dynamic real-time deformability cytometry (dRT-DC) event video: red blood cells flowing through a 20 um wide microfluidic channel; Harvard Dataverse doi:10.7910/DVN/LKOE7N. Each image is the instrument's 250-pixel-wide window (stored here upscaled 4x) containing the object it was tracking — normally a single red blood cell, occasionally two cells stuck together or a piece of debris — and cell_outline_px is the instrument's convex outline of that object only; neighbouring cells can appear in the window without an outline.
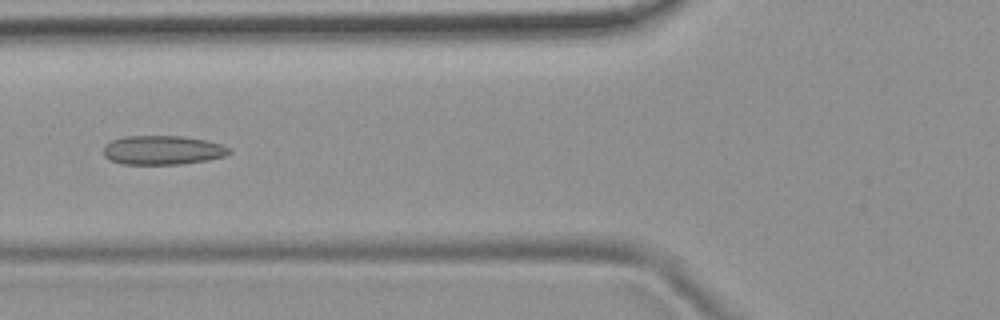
{"species": "common noctule bat (a hibernating species)", "species_latin": "Nyctalus noctula", "temperature_condition": "room temperature", "stored_images_in_passage": 7, "camera_frame_rate_fps": 3000, "um_per_image_px": 0.085, "animal": {"sex": "female", "body_mass_g": 19.9}, "frame": {"image": 1, "passage_image": 4, "time_ms": 4.667, "image_size_px": [1000, 320], "cell_outline_px": [[232, 152], [224, 156], [208, 160], [184, 164], [124, 164], [108, 160], [104, 156], [104, 144], [112, 140], [124, 136], [184, 136], [208, 140], [232, 148]], "centroid_in_image_um": [13.84, 12.76], "position_along_channel_um": 112.0, "area_um2": 21.62}}
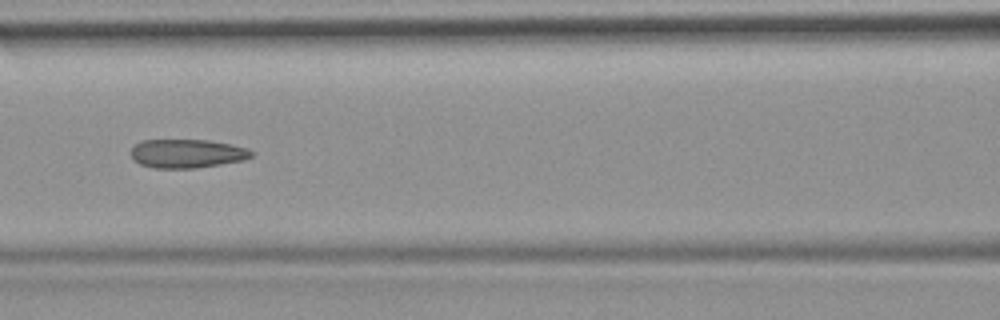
{"frame": {"image": 2, "passage_image": 5, "time_ms": 5.667, "image_size_px": [1000, 320], "cell_outline_px": [[256, 152], [252, 156], [244, 160], [196, 168], [152, 168], [140, 164], [132, 160], [132, 148], [140, 140], [208, 140], [232, 144], [248, 148]], "centroid_in_image_um": [15.92, 13.05], "position_along_channel_um": 150.7, "area_um2": 20.35}}
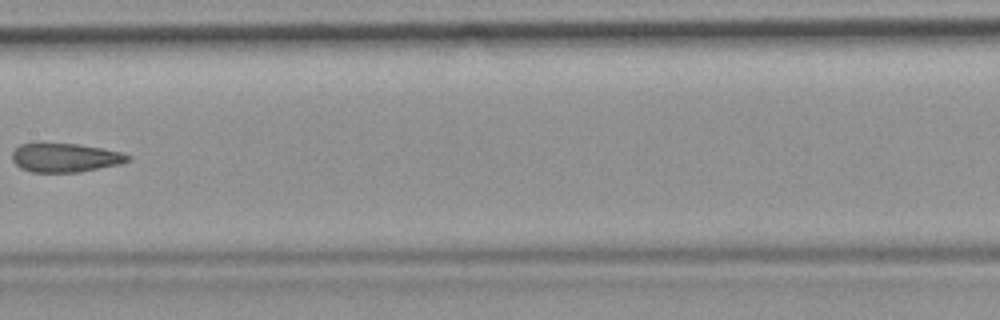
{"frame": {"image": 3, "passage_image": 6, "time_ms": 7.0, "image_size_px": [1000, 320], "cell_outline_px": [[132, 156], [128, 160], [120, 164], [80, 172], [32, 172], [20, 168], [12, 160], [12, 152], [20, 144], [76, 144], [100, 148], [120, 152]], "centroid_in_image_um": [5.53, 13.41], "position_along_channel_um": 201.9, "area_um2": 19.19}}